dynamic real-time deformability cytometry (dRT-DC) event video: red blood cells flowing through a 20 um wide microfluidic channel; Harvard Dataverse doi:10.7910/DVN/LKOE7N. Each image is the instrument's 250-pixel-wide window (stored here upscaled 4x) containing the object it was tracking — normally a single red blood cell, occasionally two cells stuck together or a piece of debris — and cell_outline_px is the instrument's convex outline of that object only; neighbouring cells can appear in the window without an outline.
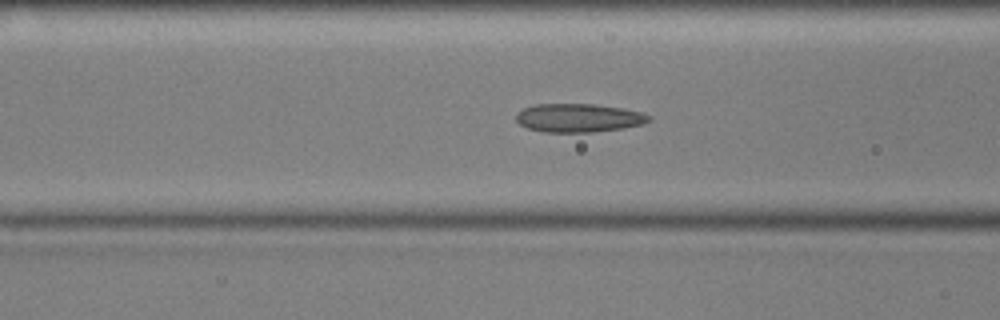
{"species": "common noctule bat (a hibernating species)", "species_latin": "Nyctalus noctula", "temperature_condition": "cold", "stored_images_in_passage": 50, "camera_frame_rate_fps": 3000, "um_per_image_px": 0.085, "animal": {"sex": "male", "body_mass_g": 17.9, "forearm_length_mm": 54.2}, "frame": {"image": 1, "passage_image": 16, "time_ms": 5.0, "image_size_px": [1000, 320], "cell_outline_px": [[652, 120], [640, 124], [624, 128], [592, 132], [544, 132], [528, 128], [520, 124], [516, 120], [516, 112], [532, 104], [592, 104], [624, 108], [640, 112], [652, 116]], "centroid_in_image_um": [49.17, 10.01], "position_along_channel_um": 117.4, "area_um2": 22.14}}
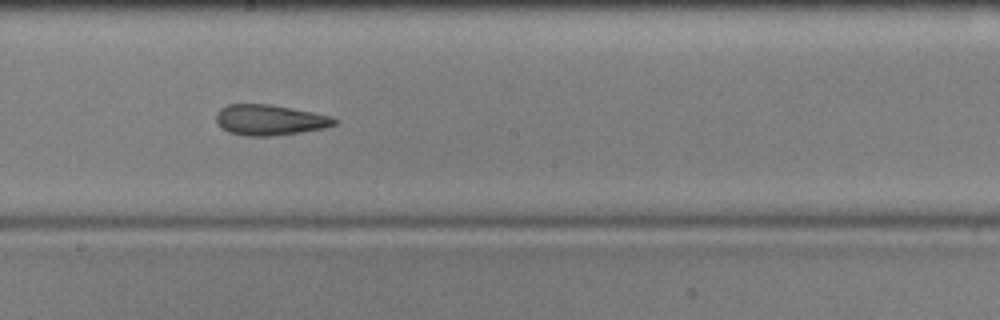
{"frame": {"image": 2, "passage_image": 25, "time_ms": 8.0, "image_size_px": [1000, 320], "cell_outline_px": [[340, 120], [336, 124], [324, 128], [276, 136], [244, 136], [228, 132], [220, 128], [216, 120], [216, 112], [220, 108], [228, 104], [272, 104], [332, 116]], "centroid_in_image_um": [22.91, 10.2], "position_along_channel_um": 225.3, "area_um2": 21.39}}
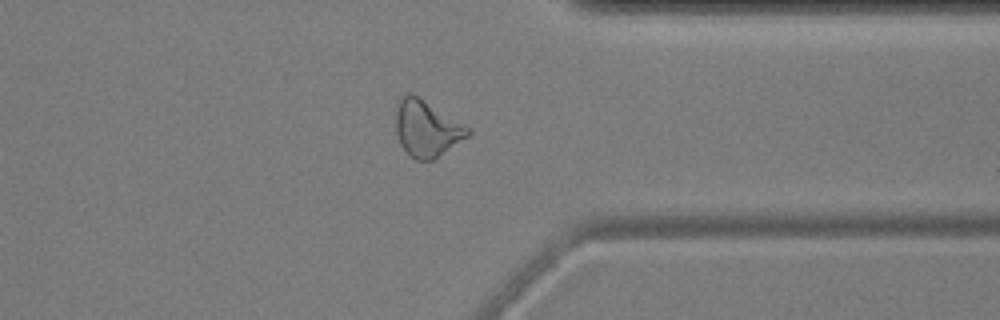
{"frame": {"image": 3, "passage_image": 38, "time_ms": 12.333, "image_size_px": [1000, 320], "cell_outline_px": [[472, 132], [468, 136], [436, 160], [416, 160], [400, 144], [396, 132], [396, 108], [400, 100], [408, 92], [416, 96], [472, 128]], "centroid_in_image_um": [36.31, 10.96], "position_along_channel_um": 375.1, "area_um2": 23.47}, "authors_computed_cell_mechanics": {"area_um2": 22.8021, "velocity_mm_per_s": 3.5867, "shape_relaxation_time_tau1_ms": null, "shape_relaxation_time_tau2_ms": 4.4279, "deformation_change_tau1": null, "deformation_change_tau2": 0.1228}}